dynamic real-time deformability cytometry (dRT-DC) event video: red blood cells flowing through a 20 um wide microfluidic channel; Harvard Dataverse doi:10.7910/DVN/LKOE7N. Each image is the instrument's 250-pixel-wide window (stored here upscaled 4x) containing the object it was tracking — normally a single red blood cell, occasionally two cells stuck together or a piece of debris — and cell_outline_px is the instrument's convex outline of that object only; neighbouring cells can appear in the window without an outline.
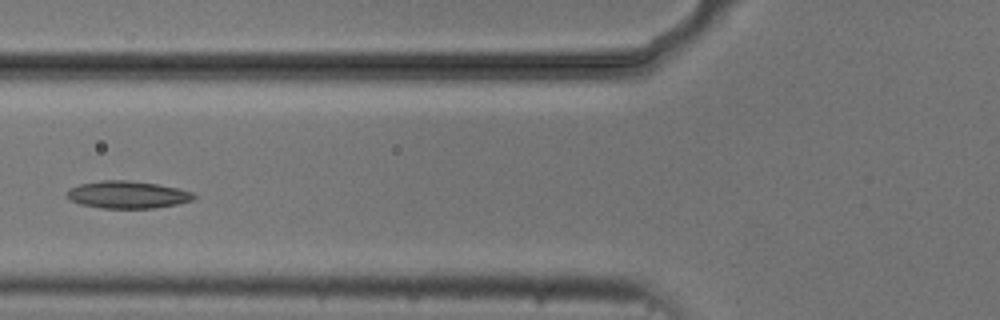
{"species": "common noctule bat (a hibernating species)", "species_latin": "Nyctalus noctula", "temperature_condition": "cold", "stored_images_in_passage": 6, "camera_frame_rate_fps": 3000, "um_per_image_px": 0.085, "animal": {"sex": "male", "body_mass_g": 20.5, "forearm_length_mm": 52.5}, "frame": {"image": 1, "passage_image": 3, "time_ms": 2.333, "image_size_px": [1000, 320], "cell_outline_px": [[196, 200], [176, 204], [152, 208], [100, 208], [80, 204], [72, 200], [64, 192], [80, 184], [100, 180], [128, 180], [156, 184], [176, 188], [192, 192], [196, 196]], "centroid_in_image_um": [10.85, 16.55], "position_along_channel_um": 115.0, "area_um2": 20.11}}
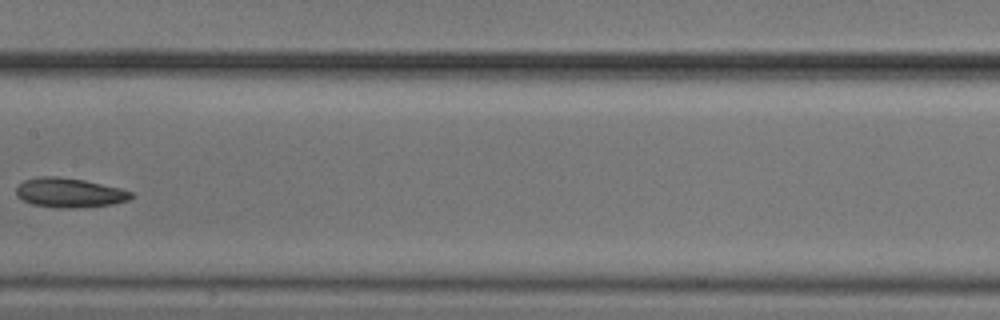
{"frame": {"image": 2, "passage_image": 5, "time_ms": 4.667, "image_size_px": [1000, 320], "cell_outline_px": [[132, 196], [128, 200], [112, 204], [76, 208], [60, 208], [32, 204], [16, 196], [16, 188], [24, 180], [40, 176], [56, 176], [84, 180], [120, 188], [132, 192]], "centroid_in_image_um": [5.88, 16.38], "position_along_channel_um": 201.5, "area_um2": 19.59}}
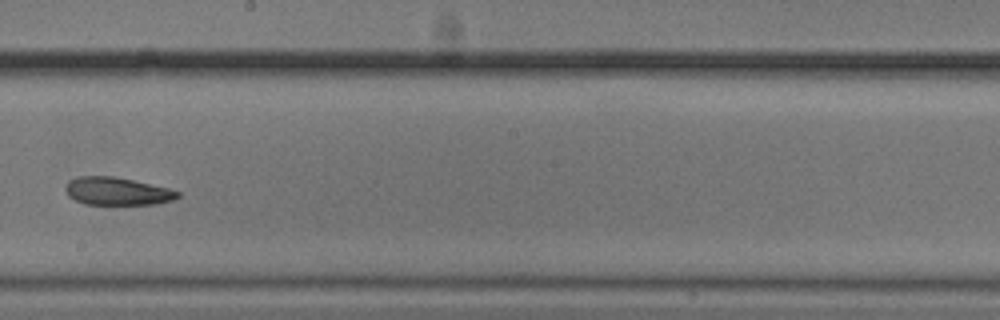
{"frame": {"image": 3, "passage_image": 6, "time_ms": 5.667, "image_size_px": [1000, 320], "cell_outline_px": [[180, 196], [172, 200], [156, 204], [84, 204], [68, 196], [64, 188], [68, 180], [80, 176], [116, 176], [168, 188], [180, 192]], "centroid_in_image_um": [9.93, 16.25], "position_along_channel_um": 238.3, "area_um2": 18.21}}